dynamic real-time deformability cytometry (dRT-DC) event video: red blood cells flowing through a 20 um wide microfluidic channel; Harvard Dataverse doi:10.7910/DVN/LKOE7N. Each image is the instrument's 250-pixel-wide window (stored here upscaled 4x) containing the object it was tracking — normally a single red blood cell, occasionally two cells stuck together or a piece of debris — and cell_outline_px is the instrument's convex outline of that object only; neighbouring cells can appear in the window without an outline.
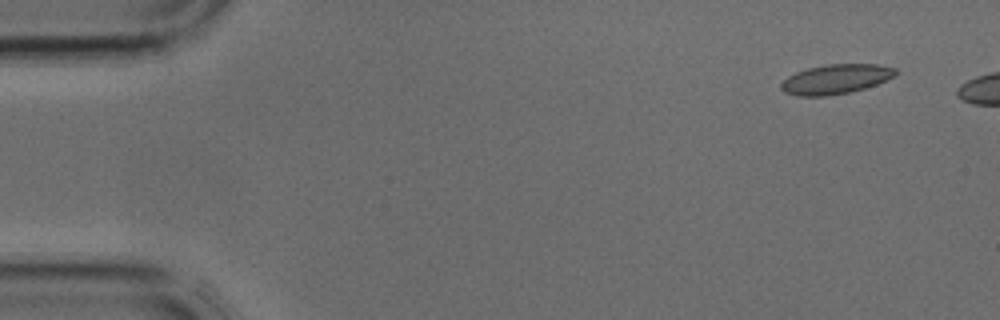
{"species": "common noctule bat (a hibernating species)", "species_latin": "Nyctalus noctula", "temperature_condition": "cold", "stored_images_in_passage": 3, "camera_frame_rate_fps": 3000, "um_per_image_px": 0.085, "animal": {"sex": "male", "body_mass_g": 17.9, "forearm_length_mm": 54.2}, "frame": {"image": 1, "passage_image": 1, "time_ms": 0.0, "image_size_px": [1000, 320], "cell_outline_px": [[896, 72], [892, 76], [876, 84], [864, 88], [848, 92], [824, 96], [800, 96], [784, 92], [780, 88], [780, 84], [788, 76], [796, 72], [808, 68], [828, 64], [876, 64], [896, 68]], "centroid_in_image_um": [70.99, 6.72], "position_along_channel_um": 14.0, "area_um2": 19.42}}